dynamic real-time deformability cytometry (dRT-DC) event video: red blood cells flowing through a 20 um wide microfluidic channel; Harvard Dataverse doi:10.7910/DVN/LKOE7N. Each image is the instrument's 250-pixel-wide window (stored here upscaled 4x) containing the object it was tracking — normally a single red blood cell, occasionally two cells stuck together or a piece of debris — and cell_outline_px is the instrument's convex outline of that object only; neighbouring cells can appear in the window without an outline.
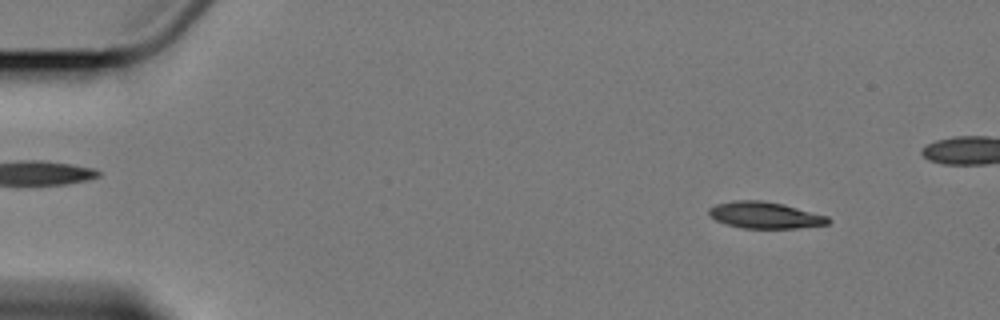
{"species": "Egyptian fruit bat (a non-hibernating species)", "species_latin": "Rousettus aegyptiacus", "temperature_condition": "cold", "stored_images_in_passage": 5, "camera_frame_rate_fps": 3000, "um_per_image_px": 0.085, "animal": {"sex": "female"}, "frame": {"image": 1, "passage_image": 1, "time_ms": 0.0, "image_size_px": [1000, 320], "cell_outline_px": [[832, 220], [828, 224], [796, 228], [744, 228], [728, 224], [716, 220], [708, 212], [708, 208], [716, 204], [732, 200], [764, 200], [784, 204], [828, 216]], "centroid_in_image_um": [65.04, 18.27], "position_along_channel_um": 20.0, "area_um2": 18.44}}